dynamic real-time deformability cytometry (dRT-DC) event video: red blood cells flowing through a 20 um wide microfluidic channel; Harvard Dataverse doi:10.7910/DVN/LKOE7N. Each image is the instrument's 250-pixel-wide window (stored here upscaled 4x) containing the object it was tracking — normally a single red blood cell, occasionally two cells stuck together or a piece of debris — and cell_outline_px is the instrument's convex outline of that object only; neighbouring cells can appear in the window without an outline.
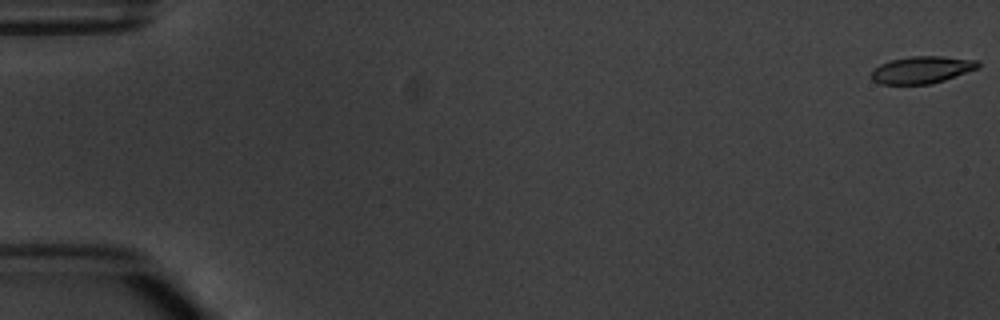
{"species": "common noctule bat (a hibernating species)", "species_latin": "Nyctalus noctula", "temperature_condition": "warm", "stored_images_in_passage": 7, "camera_frame_rate_fps": 3000, "um_per_image_px": 0.085, "animal": {"sex": "male", "body_mass_g": 20.1, "forearm_length_mm": 53.5}, "frame": {"image": 1, "passage_image": 1, "time_ms": 0.0, "image_size_px": [1000, 320], "cell_outline_px": [[980, 68], [932, 84], [880, 84], [872, 80], [872, 72], [880, 64], [892, 60], [912, 56], [940, 56], [976, 60], [980, 64]], "centroid_in_image_um": [78.38, 5.94], "position_along_channel_um": 6.6, "area_um2": 16.76}}
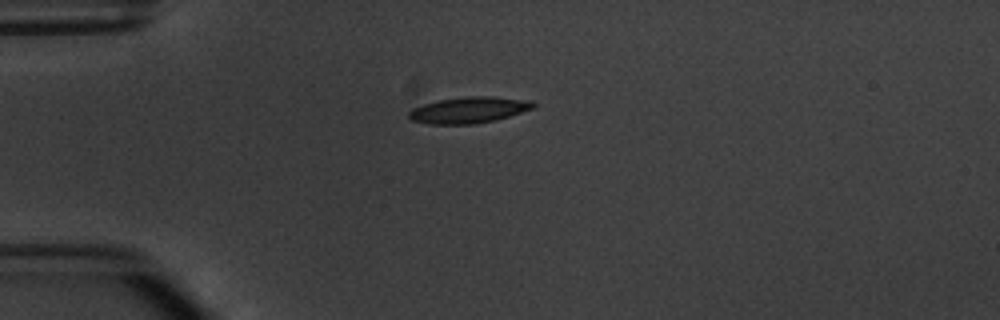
{"frame": {"image": 2, "passage_image": 5, "time_ms": 4.667, "image_size_px": [1000, 320], "cell_outline_px": [[536, 104], [532, 108], [496, 120], [472, 124], [428, 124], [412, 120], [408, 116], [408, 112], [412, 108], [436, 100], [468, 96], [492, 96], [528, 100]], "centroid_in_image_um": [39.8, 9.34], "position_along_channel_um": 45.2, "area_um2": 18.9}}